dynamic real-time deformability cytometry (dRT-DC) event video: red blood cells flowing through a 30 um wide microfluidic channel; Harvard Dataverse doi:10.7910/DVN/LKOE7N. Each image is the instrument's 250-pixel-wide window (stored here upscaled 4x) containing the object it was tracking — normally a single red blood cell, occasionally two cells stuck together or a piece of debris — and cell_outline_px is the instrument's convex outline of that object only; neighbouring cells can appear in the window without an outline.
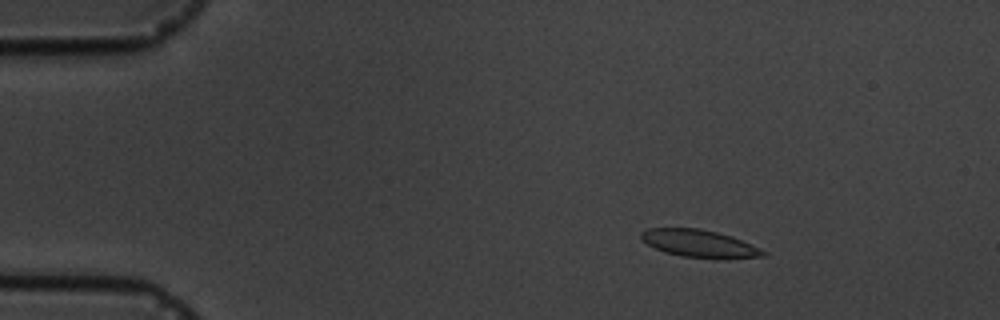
{"species": "common noctule bat (a hibernating species)", "species_latin": "Nyctalus noctula", "temperature_condition": "cold", "stored_images_in_passage": 11, "camera_frame_rate_fps": 3000, "um_per_image_px": 0.085, "animal": {"sex": "male", "body_mass_g": 19.5, "forearm_length_mm": 54.6}, "frame": {"image": 1, "passage_image": 3, "time_ms": 2.333, "image_size_px": [1000, 320], "cell_outline_px": [[768, 252], [764, 256], [728, 260], [724, 260], [680, 256], [664, 252], [648, 244], [640, 236], [640, 232], [648, 228], [700, 228], [732, 236]], "centroid_in_image_um": [59.49, 20.72], "position_along_channel_um": 25.5, "area_um2": 19.83}}
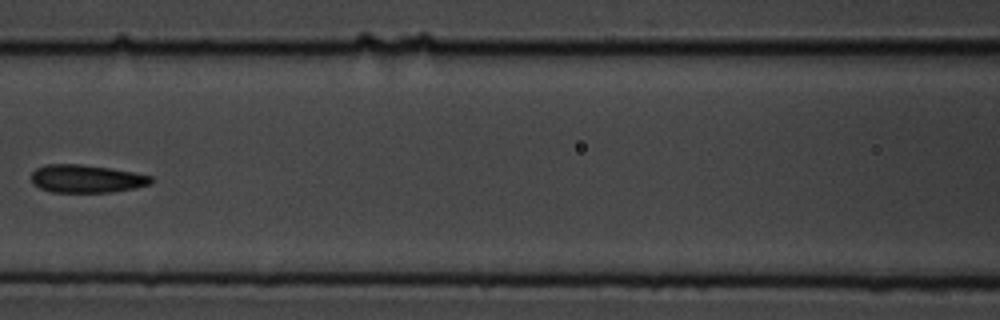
{"frame": {"image": 2, "passage_image": 8, "time_ms": 8.0, "image_size_px": [1000, 320], "cell_outline_px": [[152, 184], [136, 188], [112, 192], [52, 192], [40, 188], [32, 184], [32, 172], [36, 168], [44, 164], [80, 164], [108, 168], [132, 172], [152, 176]], "centroid_in_image_um": [7.34, 15.19], "position_along_channel_um": 159.3, "area_um2": 19.54}}
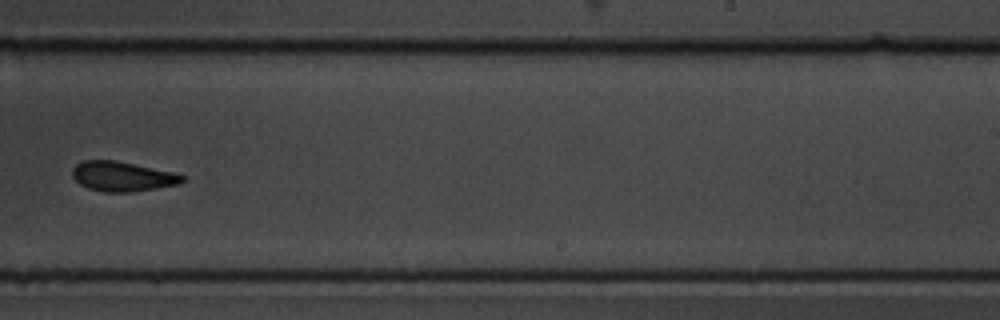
{"frame": {"image": 3, "passage_image": 11, "time_ms": 11.333, "image_size_px": [1000, 320], "cell_outline_px": [[184, 180], [180, 184], [132, 192], [104, 192], [88, 188], [80, 184], [72, 176], [72, 168], [80, 160], [116, 160], [172, 172], [184, 176]], "centroid_in_image_um": [10.36, 14.99], "position_along_channel_um": 278.6, "area_um2": 19.07}}